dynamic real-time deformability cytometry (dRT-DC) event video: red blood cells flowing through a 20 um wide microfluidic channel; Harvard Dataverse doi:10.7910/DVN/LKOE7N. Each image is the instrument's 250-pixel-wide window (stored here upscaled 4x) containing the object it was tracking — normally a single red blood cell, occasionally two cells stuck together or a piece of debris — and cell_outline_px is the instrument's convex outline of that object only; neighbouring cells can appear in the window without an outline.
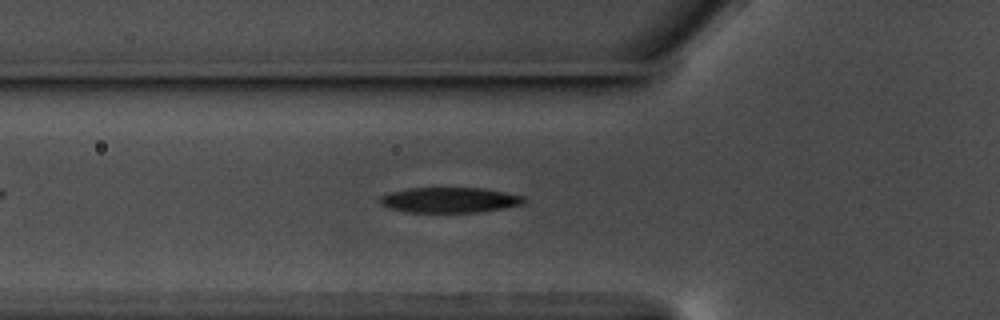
{"species": "common noctule bat (a hibernating species)", "species_latin": "Nyctalus noctula", "temperature_condition": "warm", "stored_images_in_passage": 47, "camera_frame_rate_fps": 3000, "um_per_image_px": 0.085, "animal": {"sex": "male", "body_mass_g": 17.5, "forearm_length_mm": 52.3}, "frame": {"image": 1, "passage_image": 9, "time_ms": 2.667, "image_size_px": [1000, 320], "cell_outline_px": [[528, 200], [524, 204], [480, 212], [408, 212], [388, 208], [380, 204], [380, 196], [392, 192], [408, 188], [480, 188], [504, 192], [524, 196]], "centroid_in_image_um": [38.23, 17.0], "position_along_channel_um": 87.6, "area_um2": 21.21}}
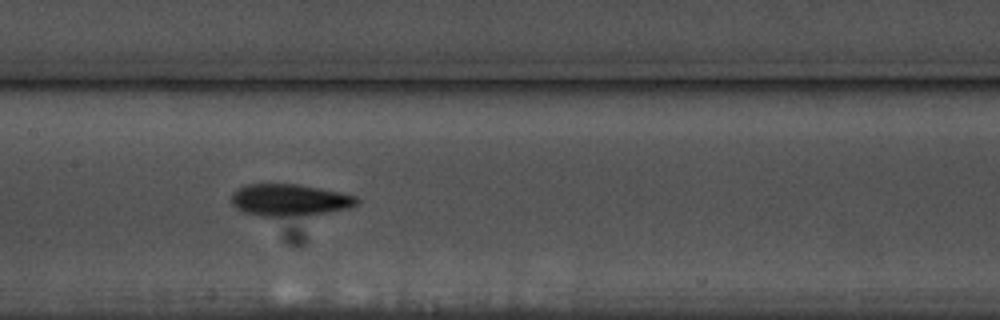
{"frame": {"image": 2, "passage_image": 17, "time_ms": 5.333, "image_size_px": [1000, 320], "cell_outline_px": [[360, 204], [348, 208], [308, 216], [260, 216], [244, 212], [236, 208], [232, 204], [232, 192], [248, 184], [296, 184], [320, 188], [356, 196], [360, 200]], "centroid_in_image_um": [24.64, 17.01], "position_along_channel_um": 182.8, "area_um2": 23.41}}
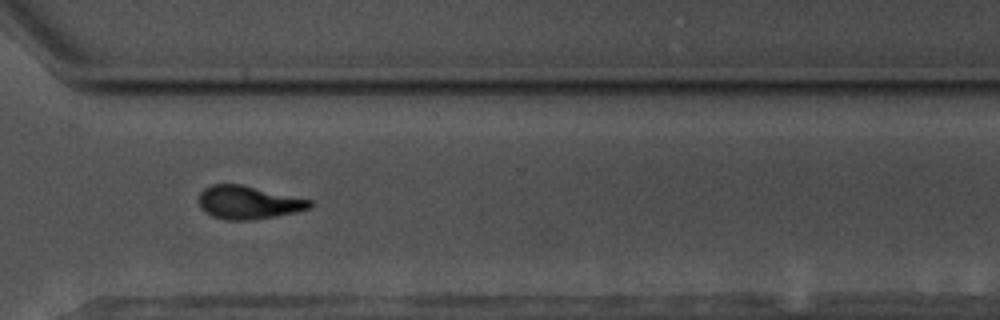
{"frame": {"image": 3, "passage_image": 31, "time_ms": 10.0, "image_size_px": [1000, 320], "cell_outline_px": [[316, 204], [312, 208], [296, 212], [276, 216], [248, 220], [224, 220], [212, 216], [204, 212], [200, 208], [200, 192], [204, 188], [212, 184], [240, 184], [312, 200]], "centroid_in_image_um": [21.13, 17.21], "position_along_channel_um": 349.5, "area_um2": 21.56}, "authors_computed_cell_mechanics": {"area_um2": 21.964, "velocity_mm_per_s": 3.5723, "shape_relaxation_time_tau1_ms": 2.6639, "shape_relaxation_time_tau2_ms": 5.2426, "deformation_change_tau1": 0.1582, "deformation_change_tau2": 0.1398}}